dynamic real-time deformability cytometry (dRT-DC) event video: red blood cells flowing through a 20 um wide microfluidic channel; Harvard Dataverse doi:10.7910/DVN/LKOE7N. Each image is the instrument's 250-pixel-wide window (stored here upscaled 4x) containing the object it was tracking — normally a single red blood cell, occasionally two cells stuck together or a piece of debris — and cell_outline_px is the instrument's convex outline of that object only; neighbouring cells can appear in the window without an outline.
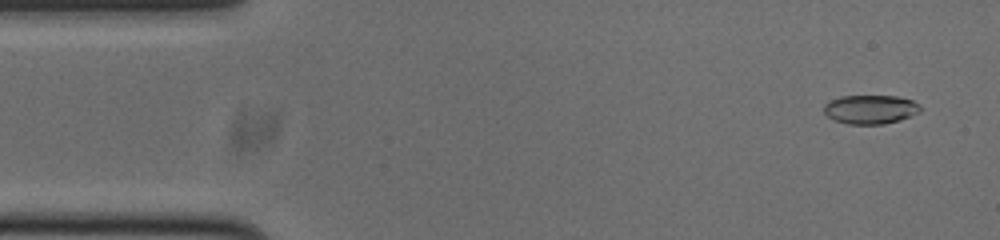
{"species": "common noctule bat (a hibernating species)", "species_latin": "Nyctalus noctula", "temperature_condition": "cold", "stored_images_in_passage": 53, "camera_frame_rate_fps": 3000, "um_per_image_px": 0.085, "animal": {"sex": "male", "body_mass_g": 20.0, "forearm_length_mm": 53.3}, "frame": {"image": 1, "passage_image": 3, "time_ms": 0.667, "image_size_px": [1000, 240], "cell_outline_px": [[920, 112], [912, 116], [900, 120], [884, 124], [848, 124], [832, 120], [824, 112], [824, 104], [828, 100], [840, 96], [896, 96], [912, 100], [920, 104]], "centroid_in_image_um": [73.97, 9.3], "position_along_channel_um": 11.0, "area_um2": 16.47}}
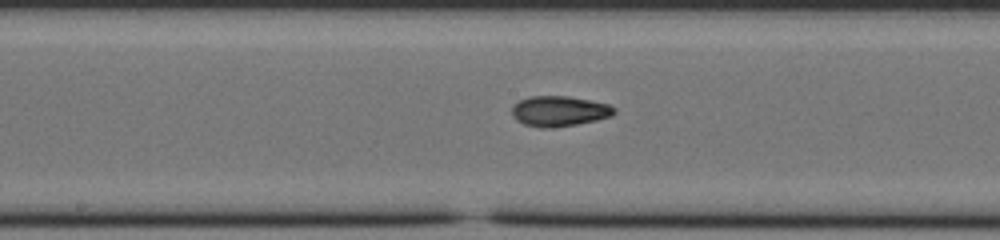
{"frame": {"image": 2, "passage_image": 26, "time_ms": 8.333, "image_size_px": [1000, 240], "cell_outline_px": [[616, 112], [612, 116], [596, 120], [576, 124], [552, 128], [540, 128], [524, 124], [516, 120], [512, 116], [512, 104], [528, 96], [568, 96], [592, 100], [608, 104], [616, 108]], "centroid_in_image_um": [47.52, 9.44], "position_along_channel_um": 200.7, "area_um2": 18.32}}
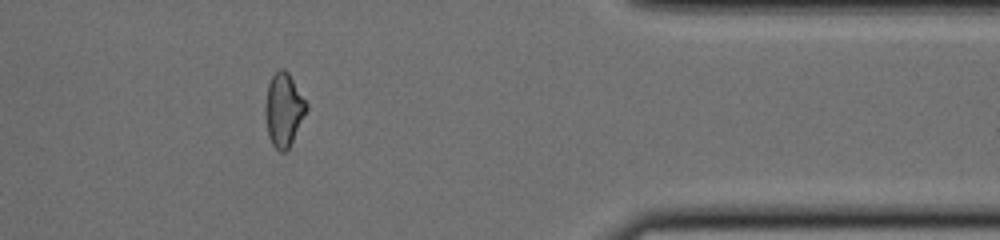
{"frame": {"image": 3, "passage_image": 43, "time_ms": 14.0, "image_size_px": [1000, 240], "cell_outline_px": [[308, 108], [288, 148], [284, 152], [280, 152], [272, 144], [268, 136], [264, 112], [268, 84], [272, 76], [280, 68], [284, 68], [288, 72], [308, 104]], "centroid_in_image_um": [24.1, 9.31], "position_along_channel_um": 387.3, "area_um2": 17.4}, "authors_computed_cell_mechanics": {"area_um2": 17.6868, "velocity_mm_per_s": 3.7935, "shape_relaxation_time_tau1_ms": null, "shape_relaxation_time_tau2_ms": 2.5789, "deformation_change_tau1": null, "deformation_change_tau2": 0.0828}}